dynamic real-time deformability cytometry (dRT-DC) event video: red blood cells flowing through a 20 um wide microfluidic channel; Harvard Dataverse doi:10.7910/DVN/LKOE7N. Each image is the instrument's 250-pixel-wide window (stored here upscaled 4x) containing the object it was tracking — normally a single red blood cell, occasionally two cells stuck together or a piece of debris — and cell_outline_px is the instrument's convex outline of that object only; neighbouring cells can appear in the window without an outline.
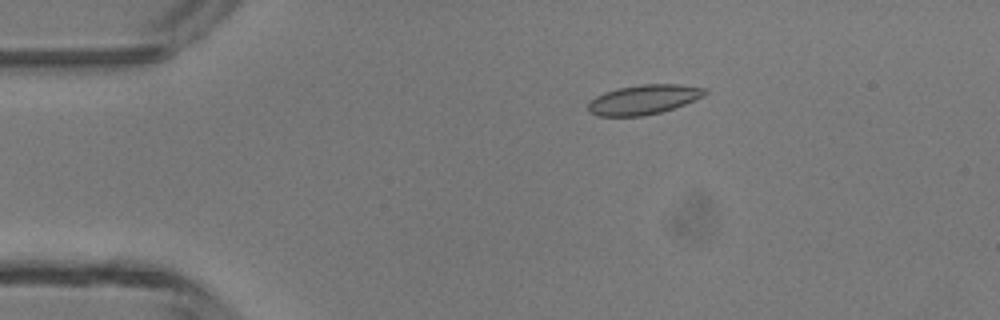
{"species": "common noctule bat (a hibernating species)", "species_latin": "Nyctalus noctula", "temperature_condition": "room temperature", "stored_images_in_passage": 35, "camera_frame_rate_fps": 3000, "um_per_image_px": 0.085, "animal": {"sex": "male", "body_mass_g": 13.3}, "frame": {"image": 1, "passage_image": 1, "time_ms": 0.0, "image_size_px": [1000, 320], "cell_outline_px": [[708, 92], [704, 96], [684, 104], [660, 112], [640, 116], [596, 116], [588, 112], [588, 104], [596, 96], [604, 92], [616, 88], [640, 84], [680, 84], [708, 88]], "centroid_in_image_um": [54.71, 8.45], "position_along_channel_um": 30.3, "area_um2": 20.23}}
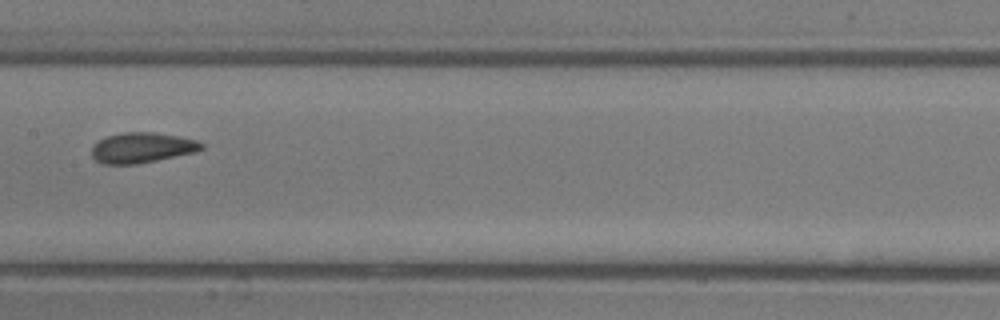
{"frame": {"image": 2, "passage_image": 16, "time_ms": 5.0, "image_size_px": [1000, 320], "cell_outline_px": [[204, 148], [196, 152], [136, 164], [104, 164], [96, 160], [92, 156], [92, 144], [108, 136], [124, 132], [156, 132], [196, 140], [204, 144]], "centroid_in_image_um": [12.07, 12.55], "position_along_channel_um": 195.3, "area_um2": 19.31}}
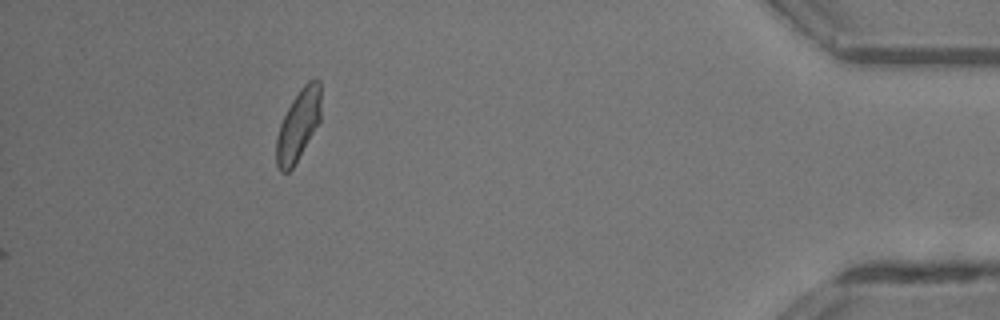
{"frame": {"image": 3, "passage_image": 35, "time_ms": 11.333, "image_size_px": [1000, 320], "cell_outline_px": [[320, 120], [292, 168], [288, 172], [280, 172], [276, 164], [276, 136], [280, 124], [292, 100], [300, 88], [308, 80], [320, 80]], "centroid_in_image_um": [25.33, 10.63], "position_along_channel_um": 409.9, "area_um2": 18.15}, "authors_computed_cell_mechanics": {"area_um2": 19.1318, "velocity_mm_per_s": 4.3477, "shape_relaxation_time_tau1_ms": 9.4025, "shape_relaxation_time_tau2_ms": 1.0868, "deformation_change_tau1": 0.1763, "deformation_change_tau2": 0.0514}}